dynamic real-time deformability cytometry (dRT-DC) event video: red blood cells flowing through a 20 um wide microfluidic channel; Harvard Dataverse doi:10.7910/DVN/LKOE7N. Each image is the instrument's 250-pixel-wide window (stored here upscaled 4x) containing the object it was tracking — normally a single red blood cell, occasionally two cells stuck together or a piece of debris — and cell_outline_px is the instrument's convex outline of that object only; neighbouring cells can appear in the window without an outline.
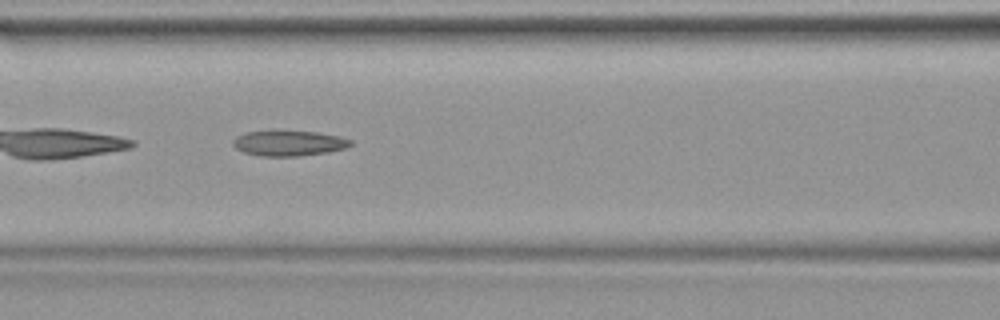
{"species": "common noctule bat (a hibernating species)", "species_latin": "Nyctalus noctula", "temperature_condition": "warm", "stored_images_in_passage": 28, "camera_frame_rate_fps": 3000, "um_per_image_px": 0.085, "animal": {"sex": "female", "body_mass_g": 19.9}, "frame": {"image": 1, "passage_image": 5, "time_ms": 1.333, "image_size_px": [1000, 320], "cell_outline_px": [[352, 144], [348, 148], [328, 152], [300, 156], [256, 156], [244, 152], [236, 148], [232, 144], [232, 140], [236, 136], [248, 132], [316, 132], [340, 136], [352, 140]], "centroid_in_image_um": [24.58, 12.19], "position_along_channel_um": 142.0, "area_um2": 17.22}}